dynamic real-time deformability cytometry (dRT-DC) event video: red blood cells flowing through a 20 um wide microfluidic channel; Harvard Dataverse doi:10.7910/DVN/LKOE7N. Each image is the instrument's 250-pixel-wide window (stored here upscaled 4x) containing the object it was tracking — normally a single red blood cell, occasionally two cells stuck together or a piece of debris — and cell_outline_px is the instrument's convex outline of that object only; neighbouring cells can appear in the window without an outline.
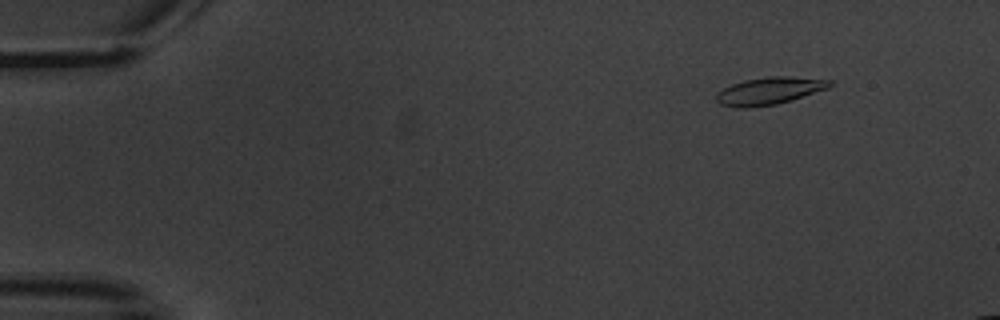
{"species": "common noctule bat (a hibernating species)", "species_latin": "Nyctalus noctula", "temperature_condition": "warm", "stored_images_in_passage": 7, "camera_frame_rate_fps": 3000, "um_per_image_px": 0.085, "animal": {"sex": "male", "body_mass_g": 20.1, "forearm_length_mm": 53.5}, "frame": {"image": 1, "passage_image": 3, "time_ms": 2.0, "image_size_px": [1000, 320], "cell_outline_px": [[832, 84], [828, 88], [792, 100], [776, 104], [740, 108], [720, 104], [716, 100], [716, 96], [724, 88], [732, 84], [744, 80], [768, 76], [788, 76], [832, 80]], "centroid_in_image_um": [65.41, 7.71], "position_along_channel_um": 19.6, "area_um2": 17.86}}